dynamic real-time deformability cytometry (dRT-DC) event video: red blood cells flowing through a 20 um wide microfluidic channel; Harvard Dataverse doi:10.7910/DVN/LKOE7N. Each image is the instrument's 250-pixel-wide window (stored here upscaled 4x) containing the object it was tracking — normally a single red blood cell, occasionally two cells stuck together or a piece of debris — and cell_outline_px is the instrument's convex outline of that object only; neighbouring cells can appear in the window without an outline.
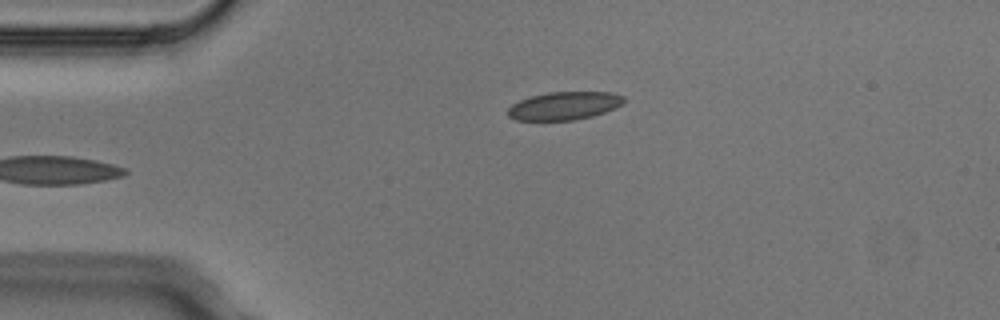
{"species": "Egyptian fruit bat (a non-hibernating species)", "species_latin": "Rousettus aegyptiacus", "temperature_condition": "cold", "stored_images_in_passage": 4, "camera_frame_rate_fps": 3000, "um_per_image_px": 0.085, "animal": {"sex": "male"}, "frame": {"image": 1, "passage_image": 4, "time_ms": 1.0, "image_size_px": [1000, 320], "cell_outline_px": [[624, 104], [616, 108], [592, 116], [572, 120], [516, 120], [508, 116], [508, 108], [512, 104], [520, 100], [532, 96], [548, 92], [612, 92], [624, 96]], "centroid_in_image_um": [47.98, 8.99], "position_along_channel_um": 37.0, "area_um2": 18.96}}